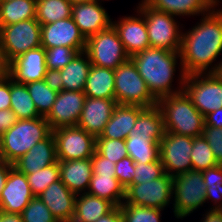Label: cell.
<instances>
[{
	"instance_id": "obj_34",
	"label": "cell",
	"mask_w": 222,
	"mask_h": 222,
	"mask_svg": "<svg viewBox=\"0 0 222 222\" xmlns=\"http://www.w3.org/2000/svg\"><path fill=\"white\" fill-rule=\"evenodd\" d=\"M72 17V4L68 0H36L35 18L49 24Z\"/></svg>"
},
{
	"instance_id": "obj_56",
	"label": "cell",
	"mask_w": 222,
	"mask_h": 222,
	"mask_svg": "<svg viewBox=\"0 0 222 222\" xmlns=\"http://www.w3.org/2000/svg\"><path fill=\"white\" fill-rule=\"evenodd\" d=\"M4 160V149H3V136L0 132V161Z\"/></svg>"
},
{
	"instance_id": "obj_23",
	"label": "cell",
	"mask_w": 222,
	"mask_h": 222,
	"mask_svg": "<svg viewBox=\"0 0 222 222\" xmlns=\"http://www.w3.org/2000/svg\"><path fill=\"white\" fill-rule=\"evenodd\" d=\"M61 182L76 195L86 193L92 178L91 158L58 160Z\"/></svg>"
},
{
	"instance_id": "obj_24",
	"label": "cell",
	"mask_w": 222,
	"mask_h": 222,
	"mask_svg": "<svg viewBox=\"0 0 222 222\" xmlns=\"http://www.w3.org/2000/svg\"><path fill=\"white\" fill-rule=\"evenodd\" d=\"M148 6L175 17L202 16L219 4L215 0H143Z\"/></svg>"
},
{
	"instance_id": "obj_9",
	"label": "cell",
	"mask_w": 222,
	"mask_h": 222,
	"mask_svg": "<svg viewBox=\"0 0 222 222\" xmlns=\"http://www.w3.org/2000/svg\"><path fill=\"white\" fill-rule=\"evenodd\" d=\"M85 52L92 65L114 70L130 59L113 26L87 38Z\"/></svg>"
},
{
	"instance_id": "obj_11",
	"label": "cell",
	"mask_w": 222,
	"mask_h": 222,
	"mask_svg": "<svg viewBox=\"0 0 222 222\" xmlns=\"http://www.w3.org/2000/svg\"><path fill=\"white\" fill-rule=\"evenodd\" d=\"M183 90L203 116L222 108V80L214 73L186 75Z\"/></svg>"
},
{
	"instance_id": "obj_54",
	"label": "cell",
	"mask_w": 222,
	"mask_h": 222,
	"mask_svg": "<svg viewBox=\"0 0 222 222\" xmlns=\"http://www.w3.org/2000/svg\"><path fill=\"white\" fill-rule=\"evenodd\" d=\"M0 222H23L21 214L7 213L0 210Z\"/></svg>"
},
{
	"instance_id": "obj_40",
	"label": "cell",
	"mask_w": 222,
	"mask_h": 222,
	"mask_svg": "<svg viewBox=\"0 0 222 222\" xmlns=\"http://www.w3.org/2000/svg\"><path fill=\"white\" fill-rule=\"evenodd\" d=\"M96 151L115 163L128 156L125 140L119 139L96 138Z\"/></svg>"
},
{
	"instance_id": "obj_5",
	"label": "cell",
	"mask_w": 222,
	"mask_h": 222,
	"mask_svg": "<svg viewBox=\"0 0 222 222\" xmlns=\"http://www.w3.org/2000/svg\"><path fill=\"white\" fill-rule=\"evenodd\" d=\"M136 8L144 16L150 47L180 52L183 28L176 17L151 8L143 0Z\"/></svg>"
},
{
	"instance_id": "obj_52",
	"label": "cell",
	"mask_w": 222,
	"mask_h": 222,
	"mask_svg": "<svg viewBox=\"0 0 222 222\" xmlns=\"http://www.w3.org/2000/svg\"><path fill=\"white\" fill-rule=\"evenodd\" d=\"M13 168V164L7 163L6 161H0V196L4 189L7 181L9 171Z\"/></svg>"
},
{
	"instance_id": "obj_25",
	"label": "cell",
	"mask_w": 222,
	"mask_h": 222,
	"mask_svg": "<svg viewBox=\"0 0 222 222\" xmlns=\"http://www.w3.org/2000/svg\"><path fill=\"white\" fill-rule=\"evenodd\" d=\"M144 108L132 105H117L103 132L96 138L125 140Z\"/></svg>"
},
{
	"instance_id": "obj_48",
	"label": "cell",
	"mask_w": 222,
	"mask_h": 222,
	"mask_svg": "<svg viewBox=\"0 0 222 222\" xmlns=\"http://www.w3.org/2000/svg\"><path fill=\"white\" fill-rule=\"evenodd\" d=\"M44 81L52 90L56 92L63 90V81L60 70L47 68Z\"/></svg>"
},
{
	"instance_id": "obj_2",
	"label": "cell",
	"mask_w": 222,
	"mask_h": 222,
	"mask_svg": "<svg viewBox=\"0 0 222 222\" xmlns=\"http://www.w3.org/2000/svg\"><path fill=\"white\" fill-rule=\"evenodd\" d=\"M130 59L146 82L149 92L157 101L162 97L183 91L186 74L182 68L180 52L148 47ZM177 65H179V70H177ZM176 71H179V75H176L179 85L173 87L175 85L172 82H174Z\"/></svg>"
},
{
	"instance_id": "obj_41",
	"label": "cell",
	"mask_w": 222,
	"mask_h": 222,
	"mask_svg": "<svg viewBox=\"0 0 222 222\" xmlns=\"http://www.w3.org/2000/svg\"><path fill=\"white\" fill-rule=\"evenodd\" d=\"M23 222H58L46 204L34 196L21 213Z\"/></svg>"
},
{
	"instance_id": "obj_18",
	"label": "cell",
	"mask_w": 222,
	"mask_h": 222,
	"mask_svg": "<svg viewBox=\"0 0 222 222\" xmlns=\"http://www.w3.org/2000/svg\"><path fill=\"white\" fill-rule=\"evenodd\" d=\"M72 18L85 39L112 26L109 13L96 0L73 4Z\"/></svg>"
},
{
	"instance_id": "obj_27",
	"label": "cell",
	"mask_w": 222,
	"mask_h": 222,
	"mask_svg": "<svg viewBox=\"0 0 222 222\" xmlns=\"http://www.w3.org/2000/svg\"><path fill=\"white\" fill-rule=\"evenodd\" d=\"M114 69L92 65L83 89L86 97L115 99Z\"/></svg>"
},
{
	"instance_id": "obj_57",
	"label": "cell",
	"mask_w": 222,
	"mask_h": 222,
	"mask_svg": "<svg viewBox=\"0 0 222 222\" xmlns=\"http://www.w3.org/2000/svg\"><path fill=\"white\" fill-rule=\"evenodd\" d=\"M6 66L3 64L0 56V77L5 73Z\"/></svg>"
},
{
	"instance_id": "obj_19",
	"label": "cell",
	"mask_w": 222,
	"mask_h": 222,
	"mask_svg": "<svg viewBox=\"0 0 222 222\" xmlns=\"http://www.w3.org/2000/svg\"><path fill=\"white\" fill-rule=\"evenodd\" d=\"M33 197L27 176L13 167L1 192L0 210L21 214Z\"/></svg>"
},
{
	"instance_id": "obj_16",
	"label": "cell",
	"mask_w": 222,
	"mask_h": 222,
	"mask_svg": "<svg viewBox=\"0 0 222 222\" xmlns=\"http://www.w3.org/2000/svg\"><path fill=\"white\" fill-rule=\"evenodd\" d=\"M46 69L45 49L40 46L13 59L6 65L5 73L14 82L27 84L44 80Z\"/></svg>"
},
{
	"instance_id": "obj_44",
	"label": "cell",
	"mask_w": 222,
	"mask_h": 222,
	"mask_svg": "<svg viewBox=\"0 0 222 222\" xmlns=\"http://www.w3.org/2000/svg\"><path fill=\"white\" fill-rule=\"evenodd\" d=\"M203 137L206 139L219 164H222V128L204 126Z\"/></svg>"
},
{
	"instance_id": "obj_17",
	"label": "cell",
	"mask_w": 222,
	"mask_h": 222,
	"mask_svg": "<svg viewBox=\"0 0 222 222\" xmlns=\"http://www.w3.org/2000/svg\"><path fill=\"white\" fill-rule=\"evenodd\" d=\"M135 10L134 16H122L117 21H112L129 57L150 47L144 16L138 9Z\"/></svg>"
},
{
	"instance_id": "obj_33",
	"label": "cell",
	"mask_w": 222,
	"mask_h": 222,
	"mask_svg": "<svg viewBox=\"0 0 222 222\" xmlns=\"http://www.w3.org/2000/svg\"><path fill=\"white\" fill-rule=\"evenodd\" d=\"M128 156L134 162L150 163L159 160L160 143L153 141L150 137L128 136L125 139Z\"/></svg>"
},
{
	"instance_id": "obj_49",
	"label": "cell",
	"mask_w": 222,
	"mask_h": 222,
	"mask_svg": "<svg viewBox=\"0 0 222 222\" xmlns=\"http://www.w3.org/2000/svg\"><path fill=\"white\" fill-rule=\"evenodd\" d=\"M17 117L11 109L0 110V132L4 133L17 122Z\"/></svg>"
},
{
	"instance_id": "obj_22",
	"label": "cell",
	"mask_w": 222,
	"mask_h": 222,
	"mask_svg": "<svg viewBox=\"0 0 222 222\" xmlns=\"http://www.w3.org/2000/svg\"><path fill=\"white\" fill-rule=\"evenodd\" d=\"M56 144L51 133L46 139L35 144L26 154L13 163V167L25 175L56 163Z\"/></svg>"
},
{
	"instance_id": "obj_10",
	"label": "cell",
	"mask_w": 222,
	"mask_h": 222,
	"mask_svg": "<svg viewBox=\"0 0 222 222\" xmlns=\"http://www.w3.org/2000/svg\"><path fill=\"white\" fill-rule=\"evenodd\" d=\"M172 202L173 177L165 173L152 181L130 184L125 189L123 203L165 210Z\"/></svg>"
},
{
	"instance_id": "obj_58",
	"label": "cell",
	"mask_w": 222,
	"mask_h": 222,
	"mask_svg": "<svg viewBox=\"0 0 222 222\" xmlns=\"http://www.w3.org/2000/svg\"><path fill=\"white\" fill-rule=\"evenodd\" d=\"M72 5L77 3H86L94 0H68Z\"/></svg>"
},
{
	"instance_id": "obj_26",
	"label": "cell",
	"mask_w": 222,
	"mask_h": 222,
	"mask_svg": "<svg viewBox=\"0 0 222 222\" xmlns=\"http://www.w3.org/2000/svg\"><path fill=\"white\" fill-rule=\"evenodd\" d=\"M115 207L109 200L96 197L87 192L77 194L72 222H96Z\"/></svg>"
},
{
	"instance_id": "obj_53",
	"label": "cell",
	"mask_w": 222,
	"mask_h": 222,
	"mask_svg": "<svg viewBox=\"0 0 222 222\" xmlns=\"http://www.w3.org/2000/svg\"><path fill=\"white\" fill-rule=\"evenodd\" d=\"M200 222H222V209H208Z\"/></svg>"
},
{
	"instance_id": "obj_32",
	"label": "cell",
	"mask_w": 222,
	"mask_h": 222,
	"mask_svg": "<svg viewBox=\"0 0 222 222\" xmlns=\"http://www.w3.org/2000/svg\"><path fill=\"white\" fill-rule=\"evenodd\" d=\"M10 109L15 113L17 119H35L41 117L34 105L26 84L14 82L10 78Z\"/></svg>"
},
{
	"instance_id": "obj_55",
	"label": "cell",
	"mask_w": 222,
	"mask_h": 222,
	"mask_svg": "<svg viewBox=\"0 0 222 222\" xmlns=\"http://www.w3.org/2000/svg\"><path fill=\"white\" fill-rule=\"evenodd\" d=\"M214 74H215L220 80H222V59L220 60V62L218 61V66H217Z\"/></svg>"
},
{
	"instance_id": "obj_21",
	"label": "cell",
	"mask_w": 222,
	"mask_h": 222,
	"mask_svg": "<svg viewBox=\"0 0 222 222\" xmlns=\"http://www.w3.org/2000/svg\"><path fill=\"white\" fill-rule=\"evenodd\" d=\"M76 197L77 195L70 191L61 180L52 182L39 195L58 222H72Z\"/></svg>"
},
{
	"instance_id": "obj_29",
	"label": "cell",
	"mask_w": 222,
	"mask_h": 222,
	"mask_svg": "<svg viewBox=\"0 0 222 222\" xmlns=\"http://www.w3.org/2000/svg\"><path fill=\"white\" fill-rule=\"evenodd\" d=\"M91 66L87 53L78 52L72 61L60 70L63 90L83 91Z\"/></svg>"
},
{
	"instance_id": "obj_47",
	"label": "cell",
	"mask_w": 222,
	"mask_h": 222,
	"mask_svg": "<svg viewBox=\"0 0 222 222\" xmlns=\"http://www.w3.org/2000/svg\"><path fill=\"white\" fill-rule=\"evenodd\" d=\"M10 77L4 73L0 77V110L10 109Z\"/></svg>"
},
{
	"instance_id": "obj_28",
	"label": "cell",
	"mask_w": 222,
	"mask_h": 222,
	"mask_svg": "<svg viewBox=\"0 0 222 222\" xmlns=\"http://www.w3.org/2000/svg\"><path fill=\"white\" fill-rule=\"evenodd\" d=\"M165 134L162 113L158 105L144 108L134 127L128 136L133 137H150L153 141L160 143Z\"/></svg>"
},
{
	"instance_id": "obj_42",
	"label": "cell",
	"mask_w": 222,
	"mask_h": 222,
	"mask_svg": "<svg viewBox=\"0 0 222 222\" xmlns=\"http://www.w3.org/2000/svg\"><path fill=\"white\" fill-rule=\"evenodd\" d=\"M78 52L80 51L64 46L45 49L46 68L61 70L72 61Z\"/></svg>"
},
{
	"instance_id": "obj_13",
	"label": "cell",
	"mask_w": 222,
	"mask_h": 222,
	"mask_svg": "<svg viewBox=\"0 0 222 222\" xmlns=\"http://www.w3.org/2000/svg\"><path fill=\"white\" fill-rule=\"evenodd\" d=\"M193 138L165 132L160 141L159 159L165 173L172 177L192 170L191 152Z\"/></svg>"
},
{
	"instance_id": "obj_38",
	"label": "cell",
	"mask_w": 222,
	"mask_h": 222,
	"mask_svg": "<svg viewBox=\"0 0 222 222\" xmlns=\"http://www.w3.org/2000/svg\"><path fill=\"white\" fill-rule=\"evenodd\" d=\"M27 180L34 196H39L52 182L60 180V167L58 161L37 172L27 174Z\"/></svg>"
},
{
	"instance_id": "obj_46",
	"label": "cell",
	"mask_w": 222,
	"mask_h": 222,
	"mask_svg": "<svg viewBox=\"0 0 222 222\" xmlns=\"http://www.w3.org/2000/svg\"><path fill=\"white\" fill-rule=\"evenodd\" d=\"M92 171L94 175H116L115 162L101 156L97 151L91 157Z\"/></svg>"
},
{
	"instance_id": "obj_14",
	"label": "cell",
	"mask_w": 222,
	"mask_h": 222,
	"mask_svg": "<svg viewBox=\"0 0 222 222\" xmlns=\"http://www.w3.org/2000/svg\"><path fill=\"white\" fill-rule=\"evenodd\" d=\"M86 95L83 91L62 90L45 117L51 131L77 126Z\"/></svg>"
},
{
	"instance_id": "obj_7",
	"label": "cell",
	"mask_w": 222,
	"mask_h": 222,
	"mask_svg": "<svg viewBox=\"0 0 222 222\" xmlns=\"http://www.w3.org/2000/svg\"><path fill=\"white\" fill-rule=\"evenodd\" d=\"M114 73L115 100L119 105L143 108L157 105V100L149 92L146 82L131 59L118 66Z\"/></svg>"
},
{
	"instance_id": "obj_4",
	"label": "cell",
	"mask_w": 222,
	"mask_h": 222,
	"mask_svg": "<svg viewBox=\"0 0 222 222\" xmlns=\"http://www.w3.org/2000/svg\"><path fill=\"white\" fill-rule=\"evenodd\" d=\"M51 133L45 117L18 119L8 131L2 133L4 161L13 164Z\"/></svg>"
},
{
	"instance_id": "obj_50",
	"label": "cell",
	"mask_w": 222,
	"mask_h": 222,
	"mask_svg": "<svg viewBox=\"0 0 222 222\" xmlns=\"http://www.w3.org/2000/svg\"><path fill=\"white\" fill-rule=\"evenodd\" d=\"M205 126L222 128V108L210 112L204 116Z\"/></svg>"
},
{
	"instance_id": "obj_12",
	"label": "cell",
	"mask_w": 222,
	"mask_h": 222,
	"mask_svg": "<svg viewBox=\"0 0 222 222\" xmlns=\"http://www.w3.org/2000/svg\"><path fill=\"white\" fill-rule=\"evenodd\" d=\"M52 134L57 160L87 159L96 151V137L78 126L62 127L52 131Z\"/></svg>"
},
{
	"instance_id": "obj_15",
	"label": "cell",
	"mask_w": 222,
	"mask_h": 222,
	"mask_svg": "<svg viewBox=\"0 0 222 222\" xmlns=\"http://www.w3.org/2000/svg\"><path fill=\"white\" fill-rule=\"evenodd\" d=\"M41 46L44 49L64 46L85 51L86 39L72 17L41 25Z\"/></svg>"
},
{
	"instance_id": "obj_35",
	"label": "cell",
	"mask_w": 222,
	"mask_h": 222,
	"mask_svg": "<svg viewBox=\"0 0 222 222\" xmlns=\"http://www.w3.org/2000/svg\"><path fill=\"white\" fill-rule=\"evenodd\" d=\"M26 87L39 115L46 117L56 101L58 92L52 90L44 80L27 83Z\"/></svg>"
},
{
	"instance_id": "obj_43",
	"label": "cell",
	"mask_w": 222,
	"mask_h": 222,
	"mask_svg": "<svg viewBox=\"0 0 222 222\" xmlns=\"http://www.w3.org/2000/svg\"><path fill=\"white\" fill-rule=\"evenodd\" d=\"M135 175L132 184H141L143 181L148 182L160 178L165 174L164 167L160 159L156 162L147 164L135 162Z\"/></svg>"
},
{
	"instance_id": "obj_6",
	"label": "cell",
	"mask_w": 222,
	"mask_h": 222,
	"mask_svg": "<svg viewBox=\"0 0 222 222\" xmlns=\"http://www.w3.org/2000/svg\"><path fill=\"white\" fill-rule=\"evenodd\" d=\"M41 46V24L36 18L0 27V56L6 66L17 56Z\"/></svg>"
},
{
	"instance_id": "obj_20",
	"label": "cell",
	"mask_w": 222,
	"mask_h": 222,
	"mask_svg": "<svg viewBox=\"0 0 222 222\" xmlns=\"http://www.w3.org/2000/svg\"><path fill=\"white\" fill-rule=\"evenodd\" d=\"M117 105L115 99L86 97L77 126L95 137L100 136Z\"/></svg>"
},
{
	"instance_id": "obj_36",
	"label": "cell",
	"mask_w": 222,
	"mask_h": 222,
	"mask_svg": "<svg viewBox=\"0 0 222 222\" xmlns=\"http://www.w3.org/2000/svg\"><path fill=\"white\" fill-rule=\"evenodd\" d=\"M202 176L206 187V202H212L209 208L222 209V164L202 171Z\"/></svg>"
},
{
	"instance_id": "obj_39",
	"label": "cell",
	"mask_w": 222,
	"mask_h": 222,
	"mask_svg": "<svg viewBox=\"0 0 222 222\" xmlns=\"http://www.w3.org/2000/svg\"><path fill=\"white\" fill-rule=\"evenodd\" d=\"M120 211L124 222H161L163 210L122 203Z\"/></svg>"
},
{
	"instance_id": "obj_30",
	"label": "cell",
	"mask_w": 222,
	"mask_h": 222,
	"mask_svg": "<svg viewBox=\"0 0 222 222\" xmlns=\"http://www.w3.org/2000/svg\"><path fill=\"white\" fill-rule=\"evenodd\" d=\"M87 193L109 200L115 206H120L125 199V188L118 181L116 175L92 174Z\"/></svg>"
},
{
	"instance_id": "obj_51",
	"label": "cell",
	"mask_w": 222,
	"mask_h": 222,
	"mask_svg": "<svg viewBox=\"0 0 222 222\" xmlns=\"http://www.w3.org/2000/svg\"><path fill=\"white\" fill-rule=\"evenodd\" d=\"M96 222H124V218L120 211V206H116L111 212L100 217Z\"/></svg>"
},
{
	"instance_id": "obj_45",
	"label": "cell",
	"mask_w": 222,
	"mask_h": 222,
	"mask_svg": "<svg viewBox=\"0 0 222 222\" xmlns=\"http://www.w3.org/2000/svg\"><path fill=\"white\" fill-rule=\"evenodd\" d=\"M134 170L135 162L130 156L121 159L115 164L116 178L125 189L133 182Z\"/></svg>"
},
{
	"instance_id": "obj_59",
	"label": "cell",
	"mask_w": 222,
	"mask_h": 222,
	"mask_svg": "<svg viewBox=\"0 0 222 222\" xmlns=\"http://www.w3.org/2000/svg\"><path fill=\"white\" fill-rule=\"evenodd\" d=\"M96 1H98L100 4H102V2L104 1V0H96ZM105 1H109V0H105Z\"/></svg>"
},
{
	"instance_id": "obj_3",
	"label": "cell",
	"mask_w": 222,
	"mask_h": 222,
	"mask_svg": "<svg viewBox=\"0 0 222 222\" xmlns=\"http://www.w3.org/2000/svg\"><path fill=\"white\" fill-rule=\"evenodd\" d=\"M157 105L162 113L165 132L192 138L203 134L204 116L193 105L184 90L160 98Z\"/></svg>"
},
{
	"instance_id": "obj_8",
	"label": "cell",
	"mask_w": 222,
	"mask_h": 222,
	"mask_svg": "<svg viewBox=\"0 0 222 222\" xmlns=\"http://www.w3.org/2000/svg\"><path fill=\"white\" fill-rule=\"evenodd\" d=\"M206 203L202 172L189 170L173 177V214L182 219Z\"/></svg>"
},
{
	"instance_id": "obj_1",
	"label": "cell",
	"mask_w": 222,
	"mask_h": 222,
	"mask_svg": "<svg viewBox=\"0 0 222 222\" xmlns=\"http://www.w3.org/2000/svg\"><path fill=\"white\" fill-rule=\"evenodd\" d=\"M197 23L182 32L180 58L186 75L214 73L222 53V9L215 7Z\"/></svg>"
},
{
	"instance_id": "obj_31",
	"label": "cell",
	"mask_w": 222,
	"mask_h": 222,
	"mask_svg": "<svg viewBox=\"0 0 222 222\" xmlns=\"http://www.w3.org/2000/svg\"><path fill=\"white\" fill-rule=\"evenodd\" d=\"M36 0L0 1V27L35 18Z\"/></svg>"
},
{
	"instance_id": "obj_37",
	"label": "cell",
	"mask_w": 222,
	"mask_h": 222,
	"mask_svg": "<svg viewBox=\"0 0 222 222\" xmlns=\"http://www.w3.org/2000/svg\"><path fill=\"white\" fill-rule=\"evenodd\" d=\"M190 157L192 161V170L199 172L219 164L203 135L193 138Z\"/></svg>"
}]
</instances>
